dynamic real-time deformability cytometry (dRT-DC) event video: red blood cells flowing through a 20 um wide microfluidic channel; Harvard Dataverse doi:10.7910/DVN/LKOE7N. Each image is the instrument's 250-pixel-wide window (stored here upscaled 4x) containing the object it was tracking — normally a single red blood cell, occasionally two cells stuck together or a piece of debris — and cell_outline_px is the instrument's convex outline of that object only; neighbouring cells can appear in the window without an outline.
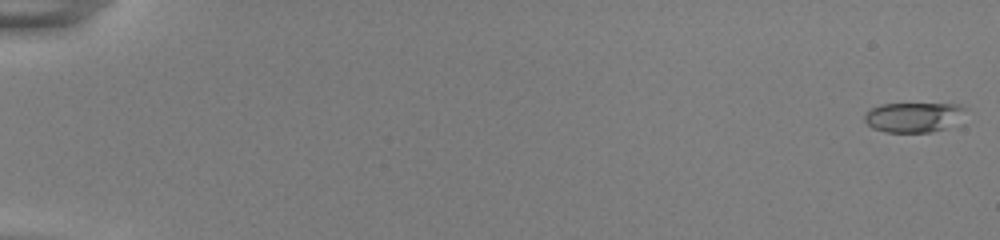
{"species": "common noctule bat (a hibernating species)", "species_latin": "Nyctalus noctula", "temperature_condition": "room temperature", "stored_images_in_passage": 54, "camera_frame_rate_fps": 3000, "um_per_image_px": 0.085, "animal": {"sex": "female", "body_mass_g": 22.0, "forearm_length_mm": 56.7}, "frame": {"image": 1, "passage_image": 1, "time_ms": 0.0, "image_size_px": [1000, 240], "cell_outline_px": [[968, 108], [944, 128], [932, 132], [884, 132], [872, 128], [864, 120], [864, 116], [872, 108], [880, 104], [960, 104]], "centroid_in_image_um": [77.58, 9.95], "position_along_channel_um": 7.4, "area_um2": 17.11}}
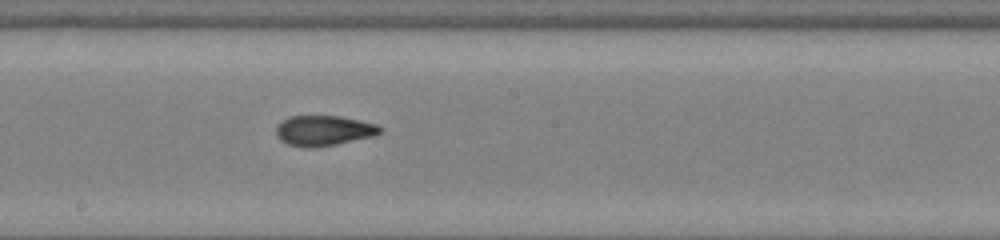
{"frame": {"image": 2, "passage_image": 32, "time_ms": 10.333, "image_size_px": [1000, 240], "cell_outline_px": [[384, 128], [380, 132], [372, 136], [336, 144], [316, 148], [308, 148], [288, 144], [280, 140], [276, 136], [276, 128], [288, 116], [340, 116], [360, 120], [376, 124]], "centroid_in_image_um": [27.51, 11.1], "position_along_channel_um": 220.7, "area_um2": 18.26}}
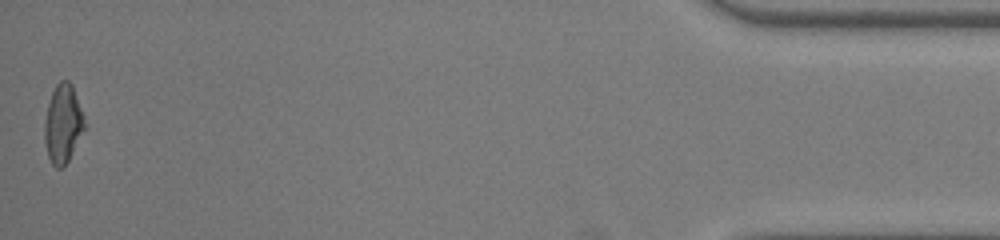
{"frame": {"image": 3, "passage_image": 54, "time_ms": 17.667, "image_size_px": [1000, 240], "cell_outline_px": [[84, 128], [64, 168], [56, 168], [52, 164], [48, 156], [44, 140], [44, 124], [48, 104], [52, 92], [56, 84], [60, 80], [68, 80], [72, 84], [84, 116]], "centroid_in_image_um": [5.33, 10.51], "position_along_channel_um": 429.9, "area_um2": 18.09}, "authors_computed_cell_mechanics": {"area_um2": 17.8313, "velocity_mm_per_s": 3.8934, "shape_relaxation_time_tau1_ms": 5.4429, "shape_relaxation_time_tau2_ms": 1.2046, "deformation_change_tau1": 0.2053, "deformation_change_tau2": 0.0795}}